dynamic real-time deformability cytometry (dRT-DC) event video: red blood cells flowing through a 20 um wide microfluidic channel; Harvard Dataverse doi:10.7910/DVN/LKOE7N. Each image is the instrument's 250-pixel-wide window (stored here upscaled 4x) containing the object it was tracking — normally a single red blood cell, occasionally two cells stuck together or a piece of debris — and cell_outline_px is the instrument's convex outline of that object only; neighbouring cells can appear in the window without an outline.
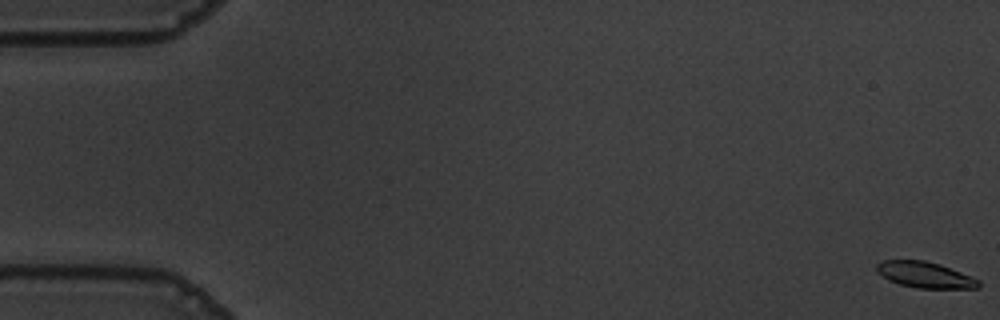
{"species": "common noctule bat (a hibernating species)", "species_latin": "Nyctalus noctula", "temperature_condition": "warm", "stored_images_in_passage": 57, "camera_frame_rate_fps": 3000, "um_per_image_px": 0.085, "animal": {"sex": "male", "body_mass_g": 19.5, "forearm_length_mm": 54.6}, "frame": {"image": 1, "passage_image": 1, "time_ms": 0.0, "image_size_px": [1000, 320], "cell_outline_px": [[980, 288], [916, 288], [900, 284], [888, 280], [876, 268], [876, 264], [884, 260], [924, 260], [940, 264], [972, 276], [980, 280]], "centroid_in_image_um": [78.67, 23.36], "position_along_channel_um": 6.3, "area_um2": 15.37}}
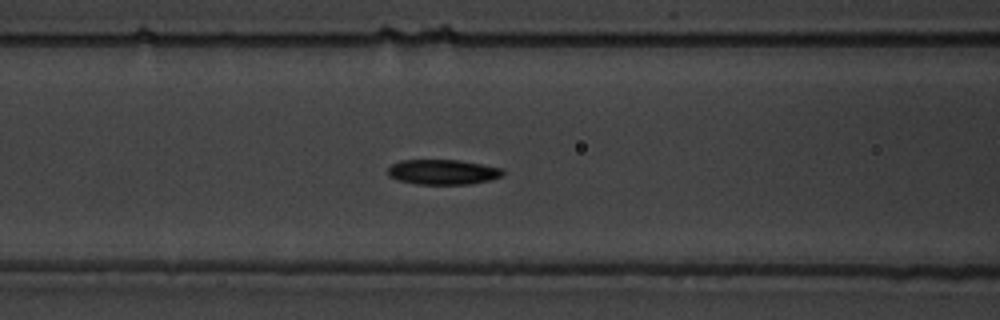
{"frame": {"image": 2, "passage_image": 24, "time_ms": 7.667, "image_size_px": [1000, 320], "cell_outline_px": [[504, 172], [500, 176], [492, 180], [472, 184], [416, 184], [396, 180], [388, 176], [388, 168], [392, 164], [400, 160], [460, 160], [504, 168]], "centroid_in_image_um": [37.64, 14.62], "position_along_channel_um": 129.0, "area_um2": 16.99}}
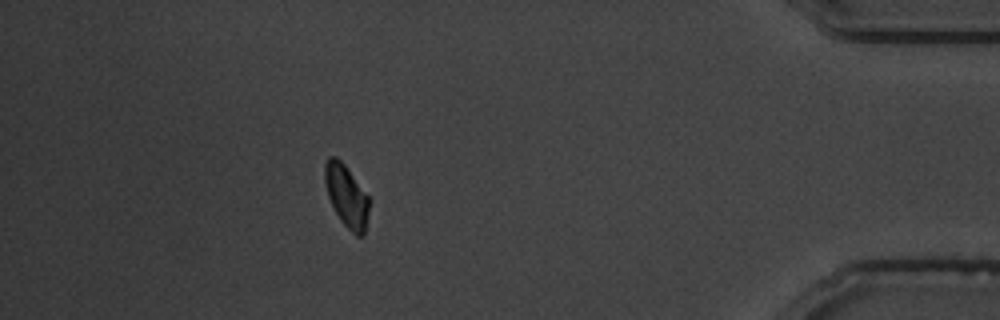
{"frame": {"image": 3, "passage_image": 51, "time_ms": 16.667, "image_size_px": [1000, 320], "cell_outline_px": [[372, 200], [364, 236], [356, 236], [340, 220], [328, 196], [324, 180], [324, 164], [328, 156], [336, 156], [344, 164]], "centroid_in_image_um": [29.48, 16.66], "position_along_channel_um": 405.7, "area_um2": 16.36}, "authors_computed_cell_mechanics": {"area_um2": 16.5886, "velocity_mm_per_s": 3.6128, "shape_relaxation_time_tau1_ms": 4.0726, "shape_relaxation_time_tau2_ms": null, "deformation_change_tau1": 0.1244, "deformation_change_tau2": null}}